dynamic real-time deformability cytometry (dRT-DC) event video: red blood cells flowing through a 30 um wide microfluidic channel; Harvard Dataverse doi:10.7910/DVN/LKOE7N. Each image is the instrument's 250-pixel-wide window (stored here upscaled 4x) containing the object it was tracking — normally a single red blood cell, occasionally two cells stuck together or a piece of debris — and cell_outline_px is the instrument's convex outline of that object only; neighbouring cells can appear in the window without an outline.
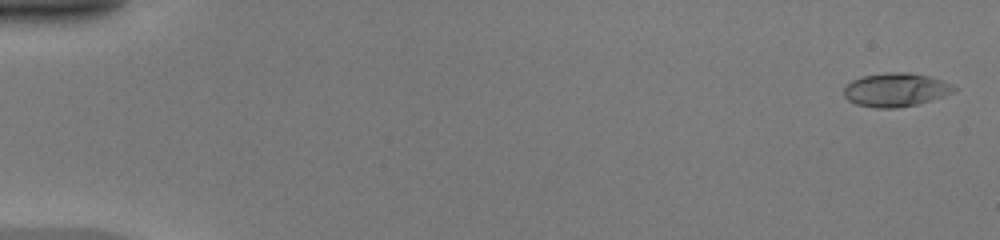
{"species": "common noctule bat (a hibernating species)", "species_latin": "Nyctalus noctula", "temperature_condition": "warm", "stored_images_in_passage": 49, "camera_frame_rate_fps": 3000, "um_per_image_px": 0.085, "animal": {"sex": "female", "body_mass_g": 20.0, "forearm_length_mm": 54.0}, "frame": {"image": 1, "passage_image": 1, "time_ms": 0.0, "image_size_px": [1000, 240], "cell_outline_px": [[956, 88], [952, 92], [944, 96], [916, 104], [896, 108], [876, 108], [856, 104], [848, 100], [844, 96], [844, 88], [852, 80], [864, 76], [884, 72], [908, 72], [928, 76], [952, 84]], "centroid_in_image_um": [76.11, 7.63], "position_along_channel_um": 8.9, "area_um2": 21.39}}
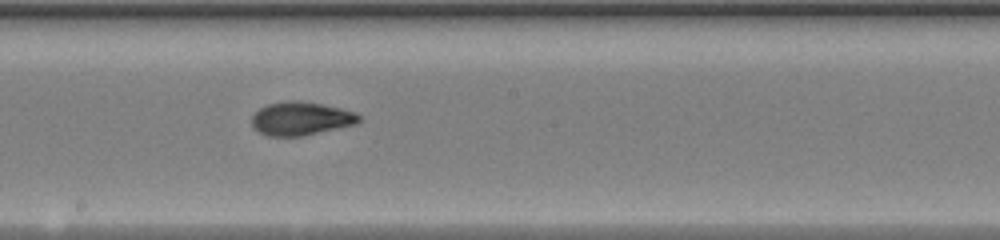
{"frame": {"image": 2, "passage_image": 28, "time_ms": 9.0, "image_size_px": [1000, 240], "cell_outline_px": [[360, 120], [356, 124], [304, 136], [268, 136], [252, 128], [252, 116], [260, 108], [268, 104], [284, 100], [296, 100], [320, 104], [340, 108], [356, 112], [360, 116]], "centroid_in_image_um": [25.57, 10.08], "position_along_channel_um": 222.6, "area_um2": 20.92}}
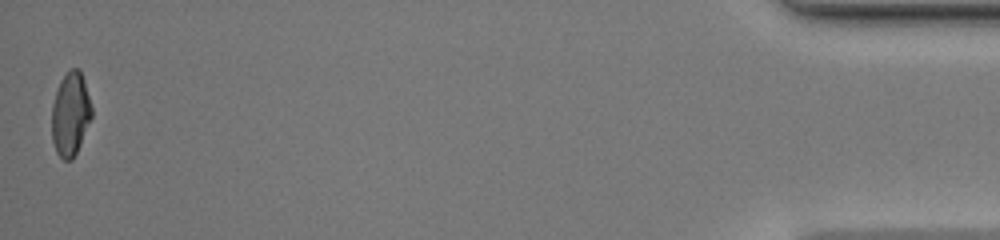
{"frame": {"image": 3, "passage_image": 49, "time_ms": 16.0, "image_size_px": [1000, 240], "cell_outline_px": [[92, 116], [80, 144], [72, 160], [64, 160], [56, 152], [52, 140], [52, 104], [60, 80], [72, 68], [80, 68], [84, 80], [92, 108]], "centroid_in_image_um": [5.99, 9.69], "position_along_channel_um": 429.2, "area_um2": 19.31}, "authors_computed_cell_mechanics": {"area_um2": 20.519, "velocity_mm_per_s": 4.2081, "shape_relaxation_time_tau1_ms": 6.423, "shape_relaxation_time_tau2_ms": 0.8191, "deformation_change_tau1": 0.261, "deformation_change_tau2": 0.0573}}